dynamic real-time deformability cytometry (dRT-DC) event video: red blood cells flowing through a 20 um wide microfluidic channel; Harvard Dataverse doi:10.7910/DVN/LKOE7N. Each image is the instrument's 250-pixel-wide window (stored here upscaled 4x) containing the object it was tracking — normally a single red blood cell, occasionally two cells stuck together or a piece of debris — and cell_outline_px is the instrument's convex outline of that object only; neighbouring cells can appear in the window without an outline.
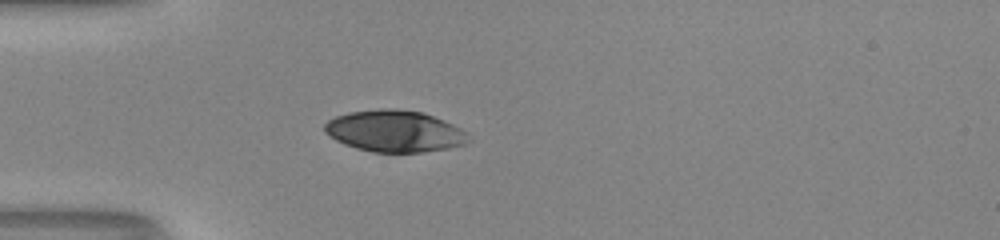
{"species": "human", "species_latin": "Homo sapiens", "temperature_condition": "room temperature", "stored_images_in_passage": 37, "camera_frame_rate_fps": 3000, "um_per_image_px": 0.085, "donor": {"sex": "male"}, "frame": {"image": 1, "passage_image": 1, "time_ms": 0.0, "image_size_px": [1000, 240], "cell_outline_px": [[472, 140], [464, 144], [448, 148], [420, 152], [372, 152], [356, 148], [344, 144], [336, 140], [324, 132], [324, 124], [328, 120], [336, 116], [348, 112], [380, 108], [396, 108], [424, 112], [444, 120], [468, 132]], "centroid_in_image_um": [33.55, 11.13], "position_along_channel_um": 51.4, "area_um2": 35.2}}
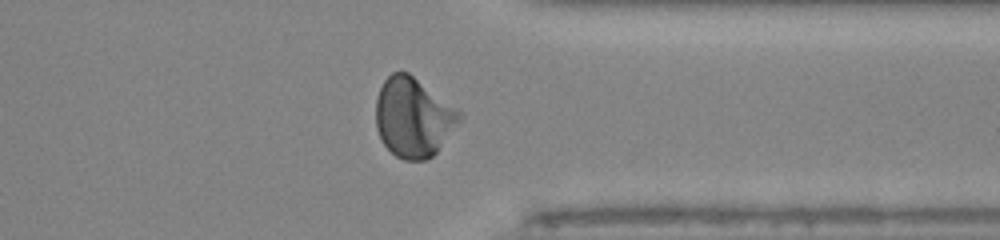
{"frame": {"image": 2, "passage_image": 26, "time_ms": 8.333, "image_size_px": [1000, 240], "cell_outline_px": [[464, 116], [436, 152], [432, 156], [424, 160], [404, 160], [396, 156], [384, 144], [376, 128], [376, 100], [380, 88], [384, 80], [392, 72], [408, 72], [456, 108]], "centroid_in_image_um": [35.12, 9.98], "position_along_channel_um": 376.3, "area_um2": 38.26}}
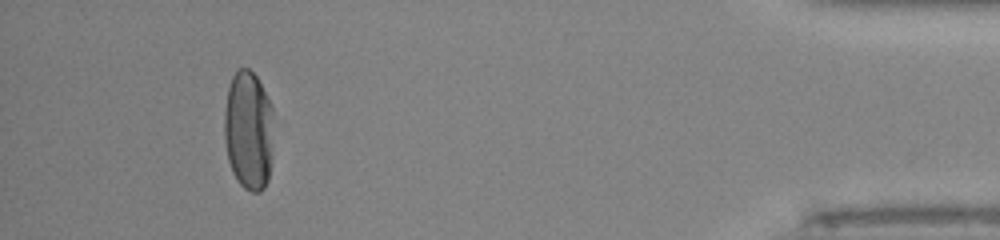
{"frame": {"image": 3, "passage_image": 33, "time_ms": 10.667, "image_size_px": [1000, 240], "cell_outline_px": [[272, 112], [268, 180], [264, 188], [260, 192], [252, 192], [244, 188], [236, 180], [232, 172], [228, 160], [224, 140], [224, 112], [228, 88], [232, 76], [236, 68], [248, 68], [256, 76], [272, 108]], "centroid_in_image_um": [21.07, 11.08], "position_along_channel_um": 414.1, "area_um2": 33.93}, "authors_computed_cell_mechanics": {"area_um2": 36.0094, "velocity_mm_per_s": 4.1113, "shape_relaxation_time_tau1_ms": 3.0704, "shape_relaxation_time_tau2_ms": null, "deformation_change_tau1": 0.1861, "deformation_change_tau2": null}}